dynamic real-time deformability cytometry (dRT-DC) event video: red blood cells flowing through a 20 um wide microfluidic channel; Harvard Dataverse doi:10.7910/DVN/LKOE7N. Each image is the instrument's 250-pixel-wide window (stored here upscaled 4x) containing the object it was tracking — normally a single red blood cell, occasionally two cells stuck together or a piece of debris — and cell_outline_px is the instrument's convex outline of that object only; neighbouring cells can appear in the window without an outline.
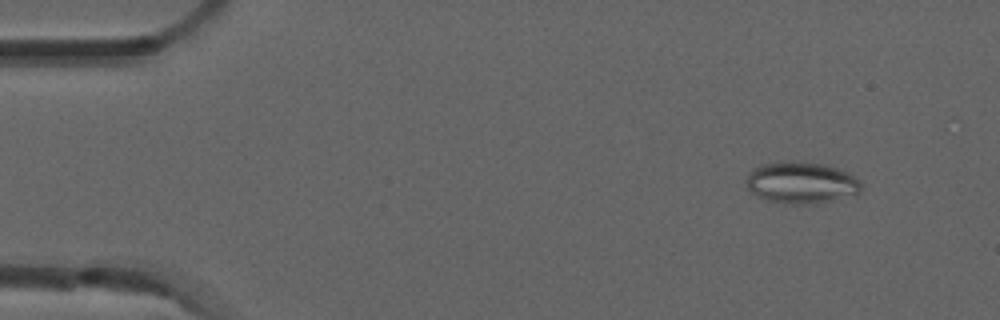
{"species": "common noctule bat (a hibernating species)", "species_latin": "Nyctalus noctula", "temperature_condition": "room temperature", "stored_images_in_passage": 4, "camera_frame_rate_fps": 3000, "um_per_image_px": 0.085, "animal": {"sex": "male", "forearm_length_mm": 52.5}, "frame": {"image": 1, "passage_image": 2, "time_ms": 0.333, "image_size_px": [1000, 320], "cell_outline_px": [[860, 192], [856, 196], [816, 204], [792, 204], [768, 200], [756, 196], [748, 188], [748, 176], [760, 164], [788, 160], [824, 164], [836, 168], [860, 180]], "centroid_in_image_um": [68.15, 15.54], "position_along_channel_um": 16.9, "area_um2": 27.86}}